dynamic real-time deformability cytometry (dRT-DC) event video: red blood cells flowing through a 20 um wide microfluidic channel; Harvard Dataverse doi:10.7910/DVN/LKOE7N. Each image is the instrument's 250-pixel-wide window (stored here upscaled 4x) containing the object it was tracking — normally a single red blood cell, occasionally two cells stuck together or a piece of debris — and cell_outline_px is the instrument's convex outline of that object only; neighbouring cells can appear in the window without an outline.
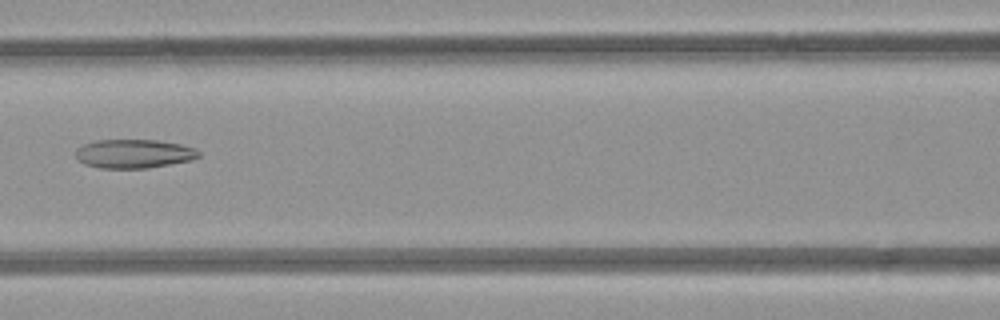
{"species": "common noctule bat (a hibernating species)", "species_latin": "Nyctalus noctula", "temperature_condition": "room temperature", "stored_images_in_passage": 6, "camera_frame_rate_fps": 3000, "um_per_image_px": 0.085, "animal": {"sex": "female", "body_mass_g": 21.9}, "frame": {"image": 1, "passage_image": 6, "time_ms": 5.667, "image_size_px": [1000, 320], "cell_outline_px": [[200, 156], [192, 160], [148, 168], [100, 168], [84, 164], [76, 156], [76, 148], [84, 144], [96, 140], [156, 140], [180, 144], [192, 148], [200, 152]], "centroid_in_image_um": [11.37, 13.07], "position_along_channel_um": 155.2, "area_um2": 20.58}}